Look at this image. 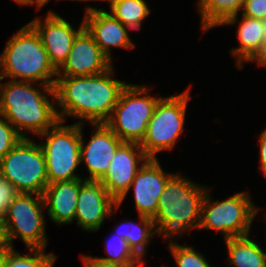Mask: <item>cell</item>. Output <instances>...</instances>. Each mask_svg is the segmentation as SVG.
Here are the masks:
<instances>
[{"label":"cell","mask_w":266,"mask_h":267,"mask_svg":"<svg viewBox=\"0 0 266 267\" xmlns=\"http://www.w3.org/2000/svg\"><path fill=\"white\" fill-rule=\"evenodd\" d=\"M113 65L106 71L89 76H57L54 92L59 120L67 116L80 119L76 123H106L127 83L112 78ZM61 110V111H60ZM66 116V117H65Z\"/></svg>","instance_id":"1"},{"label":"cell","mask_w":266,"mask_h":267,"mask_svg":"<svg viewBox=\"0 0 266 267\" xmlns=\"http://www.w3.org/2000/svg\"><path fill=\"white\" fill-rule=\"evenodd\" d=\"M1 81L0 78V115L23 138H28V132L38 137L59 121L57 107L49 98L56 101L54 86L40 83L37 90L33 82Z\"/></svg>","instance_id":"2"},{"label":"cell","mask_w":266,"mask_h":267,"mask_svg":"<svg viewBox=\"0 0 266 267\" xmlns=\"http://www.w3.org/2000/svg\"><path fill=\"white\" fill-rule=\"evenodd\" d=\"M181 174L174 173L168 179L156 215L152 218L156 235L169 240L168 244L176 243L172 240L175 235L180 238L184 232L194 228L198 230L202 203L208 189Z\"/></svg>","instance_id":"3"},{"label":"cell","mask_w":266,"mask_h":267,"mask_svg":"<svg viewBox=\"0 0 266 267\" xmlns=\"http://www.w3.org/2000/svg\"><path fill=\"white\" fill-rule=\"evenodd\" d=\"M54 86L57 70L50 63L39 34L28 23L7 41L0 54V78ZM55 77V78H53Z\"/></svg>","instance_id":"4"},{"label":"cell","mask_w":266,"mask_h":267,"mask_svg":"<svg viewBox=\"0 0 266 267\" xmlns=\"http://www.w3.org/2000/svg\"><path fill=\"white\" fill-rule=\"evenodd\" d=\"M210 191L209 188L204 196L198 229L219 231L224 239L250 234L252 221L260 209L252 202L248 192H238L213 202Z\"/></svg>","instance_id":"5"},{"label":"cell","mask_w":266,"mask_h":267,"mask_svg":"<svg viewBox=\"0 0 266 267\" xmlns=\"http://www.w3.org/2000/svg\"><path fill=\"white\" fill-rule=\"evenodd\" d=\"M145 85L127 84L105 123L123 142L141 143L159 97ZM148 93V94H147Z\"/></svg>","instance_id":"6"},{"label":"cell","mask_w":266,"mask_h":267,"mask_svg":"<svg viewBox=\"0 0 266 267\" xmlns=\"http://www.w3.org/2000/svg\"><path fill=\"white\" fill-rule=\"evenodd\" d=\"M59 120L53 127L39 135L46 142L39 143L46 161L48 183L82 178L75 173L81 164V124L65 126Z\"/></svg>","instance_id":"7"},{"label":"cell","mask_w":266,"mask_h":267,"mask_svg":"<svg viewBox=\"0 0 266 267\" xmlns=\"http://www.w3.org/2000/svg\"><path fill=\"white\" fill-rule=\"evenodd\" d=\"M0 175L18 193L43 195L48 183L46 161L39 143L22 138L0 161Z\"/></svg>","instance_id":"8"},{"label":"cell","mask_w":266,"mask_h":267,"mask_svg":"<svg viewBox=\"0 0 266 267\" xmlns=\"http://www.w3.org/2000/svg\"><path fill=\"white\" fill-rule=\"evenodd\" d=\"M190 87L179 95L160 97L140 147L149 158L157 153L174 148L184 130Z\"/></svg>","instance_id":"9"},{"label":"cell","mask_w":266,"mask_h":267,"mask_svg":"<svg viewBox=\"0 0 266 267\" xmlns=\"http://www.w3.org/2000/svg\"><path fill=\"white\" fill-rule=\"evenodd\" d=\"M44 208L42 195L18 193L15 196L3 221L10 248H14L13 240L18 237L23 240L27 249L47 247Z\"/></svg>","instance_id":"10"},{"label":"cell","mask_w":266,"mask_h":267,"mask_svg":"<svg viewBox=\"0 0 266 267\" xmlns=\"http://www.w3.org/2000/svg\"><path fill=\"white\" fill-rule=\"evenodd\" d=\"M148 159L139 143L123 142L118 147L106 174L99 180L117 201V209L130 192L131 182L138 170Z\"/></svg>","instance_id":"11"},{"label":"cell","mask_w":266,"mask_h":267,"mask_svg":"<svg viewBox=\"0 0 266 267\" xmlns=\"http://www.w3.org/2000/svg\"><path fill=\"white\" fill-rule=\"evenodd\" d=\"M80 178L75 218L84 231L96 232L113 215L117 201L108 193L100 181Z\"/></svg>","instance_id":"12"},{"label":"cell","mask_w":266,"mask_h":267,"mask_svg":"<svg viewBox=\"0 0 266 267\" xmlns=\"http://www.w3.org/2000/svg\"><path fill=\"white\" fill-rule=\"evenodd\" d=\"M29 24L39 34L48 53L49 61L56 70L66 61L77 34L84 28L83 20L79 29L76 30L71 23L51 10L43 20L37 17Z\"/></svg>","instance_id":"13"},{"label":"cell","mask_w":266,"mask_h":267,"mask_svg":"<svg viewBox=\"0 0 266 267\" xmlns=\"http://www.w3.org/2000/svg\"><path fill=\"white\" fill-rule=\"evenodd\" d=\"M81 124L80 160L85 163L89 176L85 180L99 181L107 172L110 161L123 141L105 124H92L94 132L85 143Z\"/></svg>","instance_id":"14"},{"label":"cell","mask_w":266,"mask_h":267,"mask_svg":"<svg viewBox=\"0 0 266 267\" xmlns=\"http://www.w3.org/2000/svg\"><path fill=\"white\" fill-rule=\"evenodd\" d=\"M112 62L84 27L77 34L66 61L57 70V76L96 75L108 70Z\"/></svg>","instance_id":"15"},{"label":"cell","mask_w":266,"mask_h":267,"mask_svg":"<svg viewBox=\"0 0 266 267\" xmlns=\"http://www.w3.org/2000/svg\"><path fill=\"white\" fill-rule=\"evenodd\" d=\"M174 173H166L158 158H149L138 170L131 182L135 206L139 215L153 218L156 215L159 199L168 179Z\"/></svg>","instance_id":"16"},{"label":"cell","mask_w":266,"mask_h":267,"mask_svg":"<svg viewBox=\"0 0 266 267\" xmlns=\"http://www.w3.org/2000/svg\"><path fill=\"white\" fill-rule=\"evenodd\" d=\"M85 11V16L83 17L84 27L109 60H113L111 47L123 49H133L135 47L128 33L130 29L109 12L92 6H88Z\"/></svg>","instance_id":"17"},{"label":"cell","mask_w":266,"mask_h":267,"mask_svg":"<svg viewBox=\"0 0 266 267\" xmlns=\"http://www.w3.org/2000/svg\"><path fill=\"white\" fill-rule=\"evenodd\" d=\"M79 190L80 178L47 185L42 196L51 222L56 225L74 222Z\"/></svg>","instance_id":"18"},{"label":"cell","mask_w":266,"mask_h":267,"mask_svg":"<svg viewBox=\"0 0 266 267\" xmlns=\"http://www.w3.org/2000/svg\"><path fill=\"white\" fill-rule=\"evenodd\" d=\"M241 16L242 20H238V15H235L222 24L227 26L239 23L237 38L240 45L230 51L240 69L245 66L243 63L250 62L258 54L266 37V21Z\"/></svg>","instance_id":"19"},{"label":"cell","mask_w":266,"mask_h":267,"mask_svg":"<svg viewBox=\"0 0 266 267\" xmlns=\"http://www.w3.org/2000/svg\"><path fill=\"white\" fill-rule=\"evenodd\" d=\"M230 265L235 267H266V252L248 235L225 239Z\"/></svg>","instance_id":"20"},{"label":"cell","mask_w":266,"mask_h":267,"mask_svg":"<svg viewBox=\"0 0 266 267\" xmlns=\"http://www.w3.org/2000/svg\"><path fill=\"white\" fill-rule=\"evenodd\" d=\"M138 218L140 220L139 223L125 220L117 225L113 232L127 240L129 247L144 262L146 249L151 242L152 236L154 237L156 234V229L152 218L142 215H139Z\"/></svg>","instance_id":"21"},{"label":"cell","mask_w":266,"mask_h":267,"mask_svg":"<svg viewBox=\"0 0 266 267\" xmlns=\"http://www.w3.org/2000/svg\"><path fill=\"white\" fill-rule=\"evenodd\" d=\"M244 0H198L197 7L201 15V27L206 33L222 24L230 17L239 15Z\"/></svg>","instance_id":"22"},{"label":"cell","mask_w":266,"mask_h":267,"mask_svg":"<svg viewBox=\"0 0 266 267\" xmlns=\"http://www.w3.org/2000/svg\"><path fill=\"white\" fill-rule=\"evenodd\" d=\"M108 2L110 4L108 12L130 30H140L142 21L151 13L145 0H109Z\"/></svg>","instance_id":"23"},{"label":"cell","mask_w":266,"mask_h":267,"mask_svg":"<svg viewBox=\"0 0 266 267\" xmlns=\"http://www.w3.org/2000/svg\"><path fill=\"white\" fill-rule=\"evenodd\" d=\"M106 240L105 252L107 257H98L110 263H116L125 267H143V262L129 247L127 240L118 236L116 233Z\"/></svg>","instance_id":"24"},{"label":"cell","mask_w":266,"mask_h":267,"mask_svg":"<svg viewBox=\"0 0 266 267\" xmlns=\"http://www.w3.org/2000/svg\"><path fill=\"white\" fill-rule=\"evenodd\" d=\"M29 252L21 255L14 248L7 249L2 267H53L57 258L41 248H29Z\"/></svg>","instance_id":"25"},{"label":"cell","mask_w":266,"mask_h":267,"mask_svg":"<svg viewBox=\"0 0 266 267\" xmlns=\"http://www.w3.org/2000/svg\"><path fill=\"white\" fill-rule=\"evenodd\" d=\"M171 255L175 258L177 267H211L205 255L197 252L191 245H180L178 243L168 244Z\"/></svg>","instance_id":"26"},{"label":"cell","mask_w":266,"mask_h":267,"mask_svg":"<svg viewBox=\"0 0 266 267\" xmlns=\"http://www.w3.org/2000/svg\"><path fill=\"white\" fill-rule=\"evenodd\" d=\"M22 138L16 129L0 115V161Z\"/></svg>","instance_id":"27"},{"label":"cell","mask_w":266,"mask_h":267,"mask_svg":"<svg viewBox=\"0 0 266 267\" xmlns=\"http://www.w3.org/2000/svg\"><path fill=\"white\" fill-rule=\"evenodd\" d=\"M18 194L15 187L0 175V222L3 223L8 206Z\"/></svg>","instance_id":"28"},{"label":"cell","mask_w":266,"mask_h":267,"mask_svg":"<svg viewBox=\"0 0 266 267\" xmlns=\"http://www.w3.org/2000/svg\"><path fill=\"white\" fill-rule=\"evenodd\" d=\"M241 14L266 21V0H244Z\"/></svg>","instance_id":"29"},{"label":"cell","mask_w":266,"mask_h":267,"mask_svg":"<svg viewBox=\"0 0 266 267\" xmlns=\"http://www.w3.org/2000/svg\"><path fill=\"white\" fill-rule=\"evenodd\" d=\"M81 260L84 267H125L116 263H110L105 260H102L98 257H92L89 255H82Z\"/></svg>","instance_id":"30"},{"label":"cell","mask_w":266,"mask_h":267,"mask_svg":"<svg viewBox=\"0 0 266 267\" xmlns=\"http://www.w3.org/2000/svg\"><path fill=\"white\" fill-rule=\"evenodd\" d=\"M259 137L260 167L263 171L262 174L266 177V128L260 133Z\"/></svg>","instance_id":"31"},{"label":"cell","mask_w":266,"mask_h":267,"mask_svg":"<svg viewBox=\"0 0 266 267\" xmlns=\"http://www.w3.org/2000/svg\"><path fill=\"white\" fill-rule=\"evenodd\" d=\"M258 63V66H266V37L258 54L250 62Z\"/></svg>","instance_id":"32"},{"label":"cell","mask_w":266,"mask_h":267,"mask_svg":"<svg viewBox=\"0 0 266 267\" xmlns=\"http://www.w3.org/2000/svg\"><path fill=\"white\" fill-rule=\"evenodd\" d=\"M9 248L4 223L0 222V250H7Z\"/></svg>","instance_id":"33"},{"label":"cell","mask_w":266,"mask_h":267,"mask_svg":"<svg viewBox=\"0 0 266 267\" xmlns=\"http://www.w3.org/2000/svg\"><path fill=\"white\" fill-rule=\"evenodd\" d=\"M48 1H50V0H28L27 1V5L29 6V5H37V10H39V9H42V7L44 6V5H46L47 3H48ZM58 1H60V0H58Z\"/></svg>","instance_id":"34"},{"label":"cell","mask_w":266,"mask_h":267,"mask_svg":"<svg viewBox=\"0 0 266 267\" xmlns=\"http://www.w3.org/2000/svg\"><path fill=\"white\" fill-rule=\"evenodd\" d=\"M6 250H0V267L3 265Z\"/></svg>","instance_id":"35"},{"label":"cell","mask_w":266,"mask_h":267,"mask_svg":"<svg viewBox=\"0 0 266 267\" xmlns=\"http://www.w3.org/2000/svg\"><path fill=\"white\" fill-rule=\"evenodd\" d=\"M12 1L16 2L19 5L25 6L27 5L28 0H12Z\"/></svg>","instance_id":"36"},{"label":"cell","mask_w":266,"mask_h":267,"mask_svg":"<svg viewBox=\"0 0 266 267\" xmlns=\"http://www.w3.org/2000/svg\"><path fill=\"white\" fill-rule=\"evenodd\" d=\"M72 1H82V2H88V1H93V0H72ZM95 1V0H94ZM97 1V0H96ZM98 1H106V2H108L109 0H98Z\"/></svg>","instance_id":"37"}]
</instances>
